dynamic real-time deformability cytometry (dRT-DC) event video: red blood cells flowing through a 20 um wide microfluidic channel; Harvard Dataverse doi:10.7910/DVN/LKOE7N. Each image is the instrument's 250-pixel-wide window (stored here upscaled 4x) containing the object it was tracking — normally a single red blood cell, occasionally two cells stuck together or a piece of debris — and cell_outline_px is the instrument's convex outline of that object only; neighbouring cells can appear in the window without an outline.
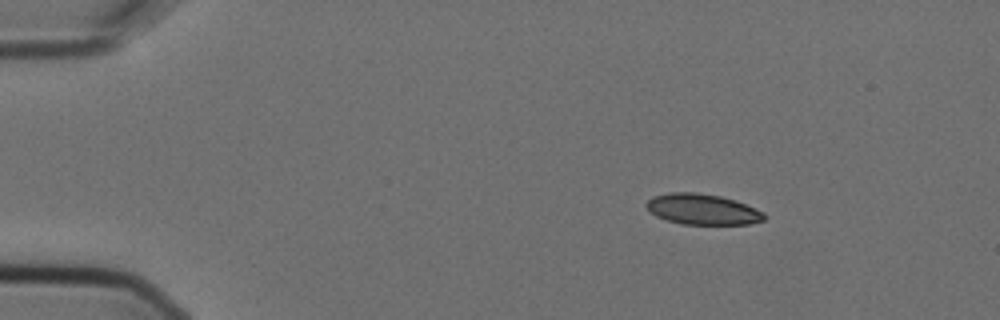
{"species": "Egyptian fruit bat (a non-hibernating species)", "species_latin": "Rousettus aegyptiacus", "temperature_condition": "cold", "stored_images_in_passage": 3, "camera_frame_rate_fps": 3000, "um_per_image_px": 0.085, "animal": {"sex": "female"}, "frame": {"image": 1, "passage_image": 1, "time_ms": 0.0, "image_size_px": [1000, 320], "cell_outline_px": [[768, 216], [764, 220], [748, 224], [680, 224], [656, 216], [644, 204], [652, 196], [668, 192], [696, 192], [720, 196], [736, 200], [764, 212]], "centroid_in_image_um": [59.72, 17.78], "position_along_channel_um": 25.3, "area_um2": 21.15}}